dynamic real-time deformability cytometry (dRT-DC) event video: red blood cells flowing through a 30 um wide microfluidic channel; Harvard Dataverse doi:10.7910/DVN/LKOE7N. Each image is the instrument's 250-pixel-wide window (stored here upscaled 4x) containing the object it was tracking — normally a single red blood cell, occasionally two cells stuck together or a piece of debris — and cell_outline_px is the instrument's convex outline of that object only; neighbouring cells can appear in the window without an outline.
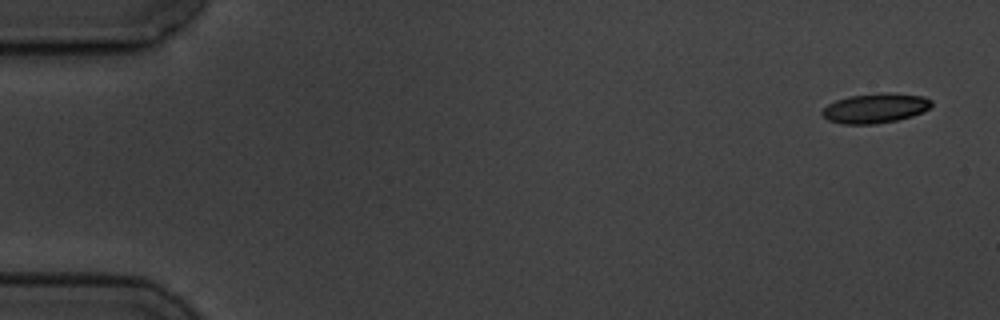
{"species": "common noctule bat (a hibernating species)", "species_latin": "Nyctalus noctula", "temperature_condition": "cold", "stored_images_in_passage": 4, "camera_frame_rate_fps": 3000, "um_per_image_px": 0.085, "animal": {"sex": "male", "body_mass_g": 19.5, "forearm_length_mm": 54.6}, "frame": {"image": 1, "passage_image": 1, "time_ms": 0.0, "image_size_px": [1000, 320], "cell_outline_px": [[932, 104], [928, 108], [912, 116], [896, 120], [876, 124], [840, 124], [828, 120], [820, 112], [828, 104], [836, 100], [848, 96], [884, 92], [888, 92], [924, 96], [932, 100]], "centroid_in_image_um": [74.38, 9.19], "position_along_channel_um": 10.6, "area_um2": 18.96}}
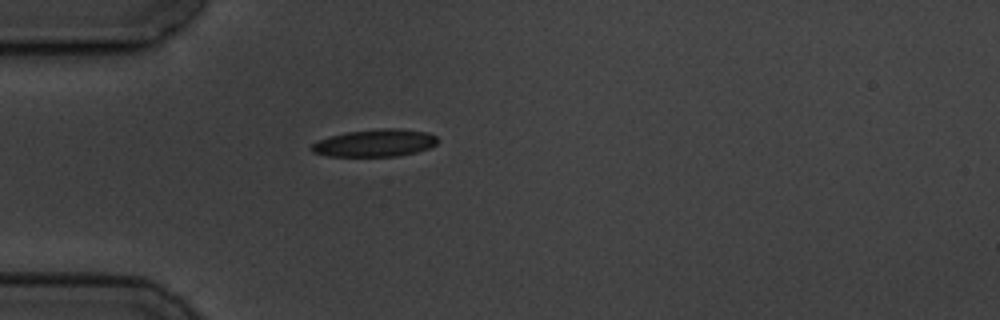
{"frame": {"image": 2, "passage_image": 4, "time_ms": 4.667, "image_size_px": [1000, 320], "cell_outline_px": [[440, 140], [436, 144], [428, 148], [416, 152], [400, 156], [328, 156], [312, 152], [312, 144], [320, 140], [344, 132], [384, 128], [396, 128], [424, 132], [436, 136]], "centroid_in_image_um": [31.9, 12.16], "position_along_channel_um": 53.1, "area_um2": 19.94}}